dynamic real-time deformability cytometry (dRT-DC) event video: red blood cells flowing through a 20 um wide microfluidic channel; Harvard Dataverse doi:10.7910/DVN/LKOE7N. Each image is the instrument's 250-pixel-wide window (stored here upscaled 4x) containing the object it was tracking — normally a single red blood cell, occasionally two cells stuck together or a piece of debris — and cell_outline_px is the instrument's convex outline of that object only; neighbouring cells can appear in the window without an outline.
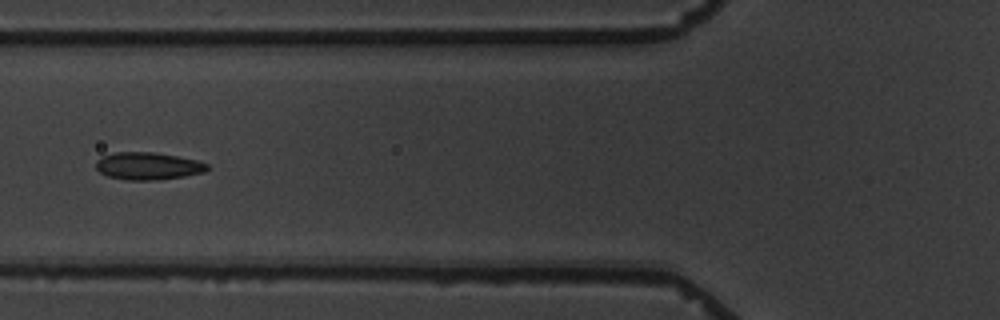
{"species": "common noctule bat (a hibernating species)", "species_latin": "Nyctalus noctula", "temperature_condition": "warm", "stored_images_in_passage": 6, "camera_frame_rate_fps": 3000, "um_per_image_px": 0.085, "animal": {"sex": "male", "body_mass_g": 19.5, "forearm_length_mm": 54.6}, "frame": {"image": 1, "passage_image": 5, "time_ms": 4.667, "image_size_px": [1000, 320], "cell_outline_px": [[208, 168], [204, 172], [184, 176], [156, 180], [128, 180], [108, 176], [100, 172], [96, 168], [96, 160], [104, 156], [116, 152], [152, 152], [200, 160], [208, 164]], "centroid_in_image_um": [12.59, 14.11], "position_along_channel_um": 113.2, "area_um2": 17.69}}
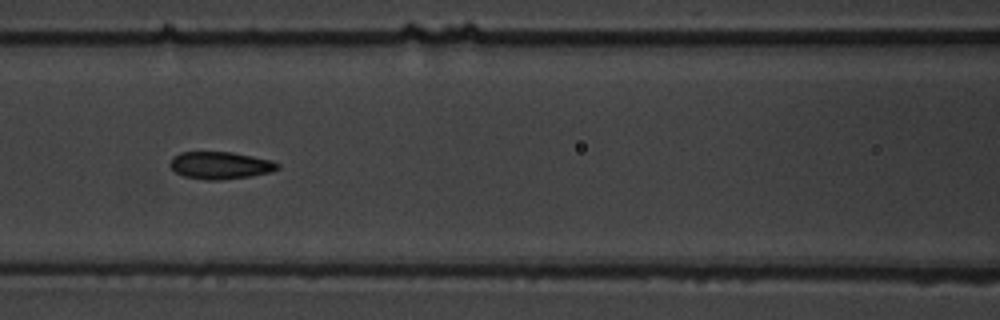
{"frame": {"image": 2, "passage_image": 6, "time_ms": 5.667, "image_size_px": [1000, 320], "cell_outline_px": [[280, 168], [272, 172], [248, 176], [220, 180], [208, 180], [184, 176], [176, 172], [168, 164], [172, 156], [180, 152], [232, 152], [272, 160], [280, 164]], "centroid_in_image_um": [18.72, 14.04], "position_along_channel_um": 147.9, "area_um2": 17.17}}